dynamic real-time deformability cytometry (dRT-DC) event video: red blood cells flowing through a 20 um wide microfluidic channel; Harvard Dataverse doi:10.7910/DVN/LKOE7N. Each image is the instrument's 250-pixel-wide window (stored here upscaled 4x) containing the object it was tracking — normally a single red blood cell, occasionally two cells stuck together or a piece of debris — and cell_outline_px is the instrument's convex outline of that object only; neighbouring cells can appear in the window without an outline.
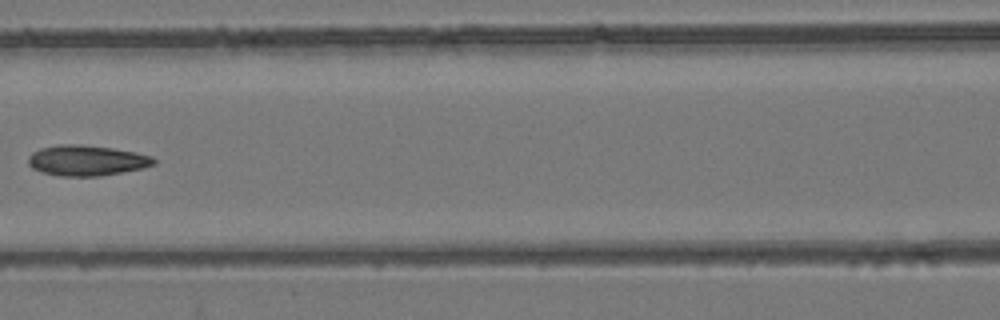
{"species": "common noctule bat (a hibernating species)", "species_latin": "Nyctalus noctula", "temperature_condition": "room temperature", "stored_images_in_passage": 7, "camera_frame_rate_fps": 3000, "um_per_image_px": 0.085, "animal": {"sex": "female", "body_mass_g": 24.6, "forearm_length_mm": 56.2}, "frame": {"image": 1, "passage_image": 6, "time_ms": 5.667, "image_size_px": [1000, 320], "cell_outline_px": [[156, 164], [140, 168], [100, 176], [60, 176], [44, 172], [32, 168], [28, 164], [28, 156], [32, 152], [40, 148], [60, 144], [80, 144], [112, 148], [136, 152], [152, 156], [156, 160]], "centroid_in_image_um": [7.35, 13.63], "position_along_channel_um": 159.3, "area_um2": 22.25}}
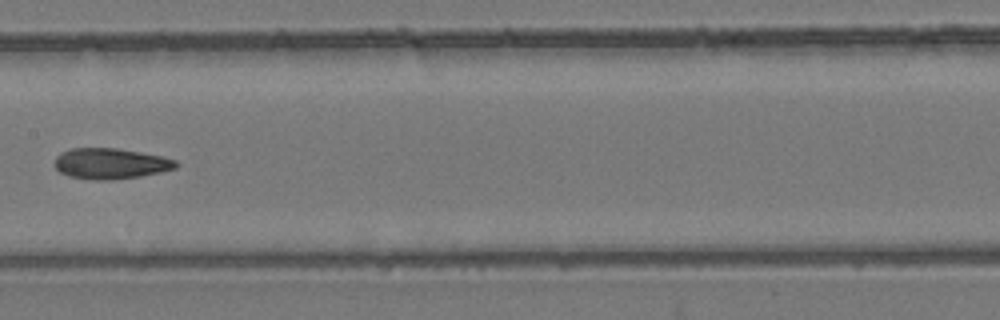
{"frame": {"image": 2, "passage_image": 7, "time_ms": 6.667, "image_size_px": [1000, 320], "cell_outline_px": [[180, 164], [176, 168], [160, 172], [140, 176], [108, 180], [96, 180], [68, 176], [60, 172], [56, 168], [56, 156], [60, 152], [72, 148], [116, 148], [140, 152], [160, 156], [176, 160]], "centroid_in_image_um": [9.4, 13.9], "position_along_channel_um": 198.0, "area_um2": 21.62}}